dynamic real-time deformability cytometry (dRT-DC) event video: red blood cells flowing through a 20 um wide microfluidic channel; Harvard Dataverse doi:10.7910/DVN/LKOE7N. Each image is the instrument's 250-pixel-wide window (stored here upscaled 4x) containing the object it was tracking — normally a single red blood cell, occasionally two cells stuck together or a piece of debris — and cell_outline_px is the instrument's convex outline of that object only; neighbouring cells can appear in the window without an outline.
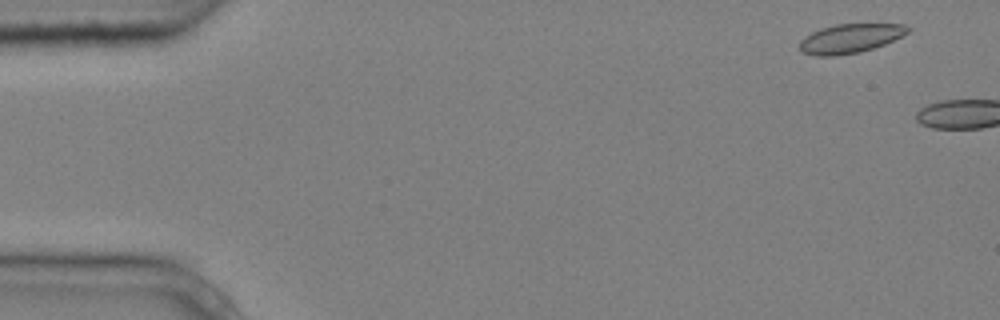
{"species": "common noctule bat (a hibernating species)", "species_latin": "Nyctalus noctula", "temperature_condition": "cold", "stored_images_in_passage": 2, "camera_frame_rate_fps": 3000, "um_per_image_px": 0.085, "animal": {"sex": "male", "body_mass_g": 20.4}, "frame": {"image": 1, "passage_image": 1, "time_ms": 0.0, "image_size_px": [1000, 320], "cell_outline_px": [[912, 28], [908, 32], [884, 44], [860, 52], [836, 56], [816, 56], [800, 52], [800, 40], [804, 36], [820, 28], [836, 24], [904, 24]], "centroid_in_image_um": [72.22, 3.27], "position_along_channel_um": 12.8, "area_um2": 18.38}}